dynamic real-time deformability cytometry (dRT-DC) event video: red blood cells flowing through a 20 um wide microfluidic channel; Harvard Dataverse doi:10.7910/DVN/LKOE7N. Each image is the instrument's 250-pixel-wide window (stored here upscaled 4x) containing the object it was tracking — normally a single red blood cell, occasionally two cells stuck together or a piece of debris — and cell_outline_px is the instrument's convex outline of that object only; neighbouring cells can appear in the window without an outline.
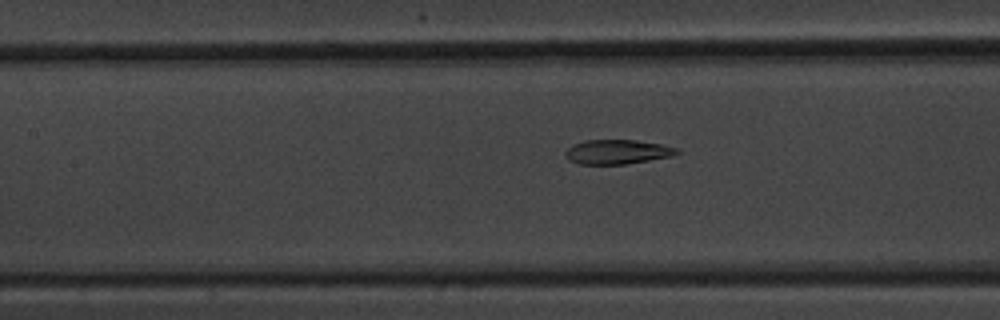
{"species": "common noctule bat (a hibernating species)", "species_latin": "Nyctalus noctula", "temperature_condition": "warm", "stored_images_in_passage": 24, "camera_frame_rate_fps": 3000, "um_per_image_px": 0.085, "animal": {"sex": "male", "body_mass_g": 20.1, "forearm_length_mm": 53.5}, "frame": {"image": 1, "passage_image": 21, "time_ms": 6.667, "image_size_px": [1000, 320], "cell_outline_px": [[680, 152], [672, 156], [624, 164], [580, 164], [568, 160], [564, 156], [564, 152], [572, 144], [584, 140], [636, 140], [660, 144], [676, 148]], "centroid_in_image_um": [52.41, 12.9], "position_along_channel_um": 155.0, "area_um2": 15.84}}